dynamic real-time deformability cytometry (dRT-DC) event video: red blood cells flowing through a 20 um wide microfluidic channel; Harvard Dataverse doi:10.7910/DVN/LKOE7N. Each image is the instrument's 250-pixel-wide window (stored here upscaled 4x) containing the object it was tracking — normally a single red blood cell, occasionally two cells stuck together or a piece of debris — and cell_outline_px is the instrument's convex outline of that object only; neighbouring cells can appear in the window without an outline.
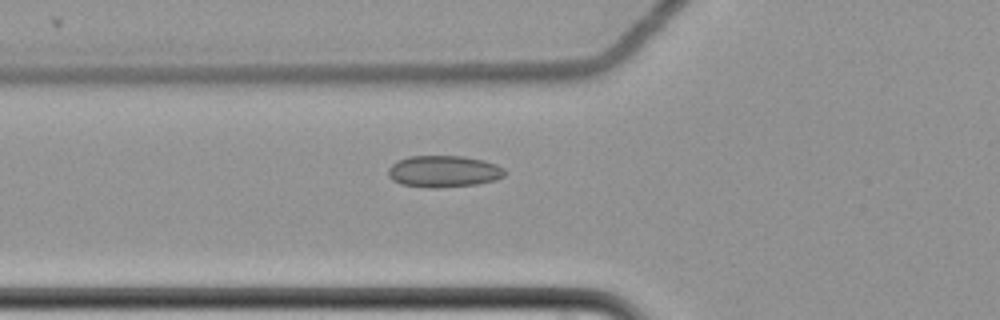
{"species": "common noctule bat (a hibernating species)", "species_latin": "Nyctalus noctula", "temperature_condition": "cold", "stored_images_in_passage": 39, "camera_frame_rate_fps": 3000, "um_per_image_px": 0.085, "animal": {"sex": "female", "body_mass_g": 22.7, "forearm_length_mm": 54.2}, "frame": {"image": 1, "passage_image": 2, "time_ms": 0.333, "image_size_px": [1000, 320], "cell_outline_px": [[508, 172], [504, 176], [496, 180], [476, 184], [436, 188], [428, 188], [400, 184], [392, 180], [388, 176], [388, 168], [392, 164], [408, 156], [464, 156], [484, 160], [496, 164], [504, 168]], "centroid_in_image_um": [37.73, 14.57], "position_along_channel_um": 88.1, "area_um2": 21.73}}
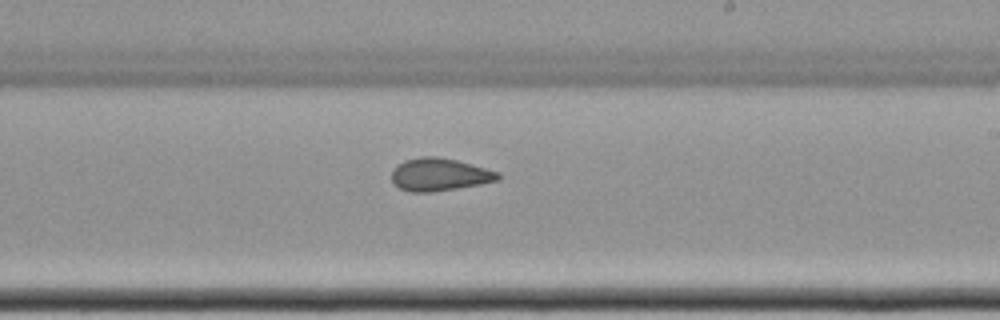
{"frame": {"image": 2, "passage_image": 16, "time_ms": 5.0, "image_size_px": [1000, 320], "cell_outline_px": [[500, 180], [480, 184], [432, 192], [412, 192], [400, 188], [392, 180], [392, 168], [404, 160], [420, 156], [436, 156], [456, 160], [472, 164], [500, 172]], "centroid_in_image_um": [37.36, 14.82], "position_along_channel_um": 251.6, "area_um2": 20.29}}
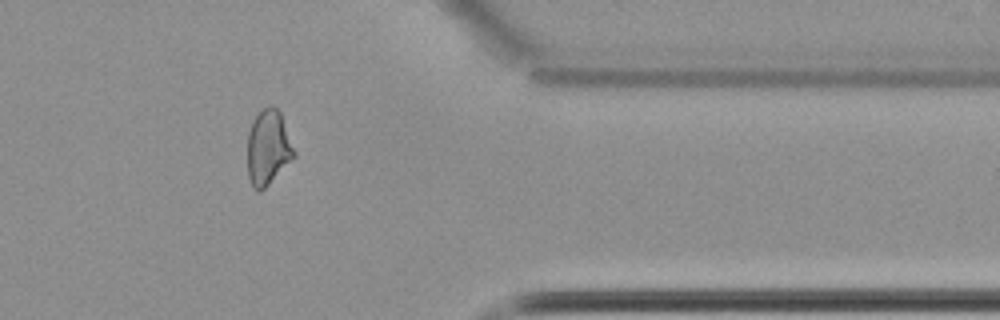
{"frame": {"image": 3, "passage_image": 29, "time_ms": 9.333, "image_size_px": [1000, 320], "cell_outline_px": [[296, 156], [260, 192], [256, 192], [252, 188], [248, 176], [248, 132], [252, 120], [264, 108], [272, 104], [280, 112], [296, 152]], "centroid_in_image_um": [22.79, 12.56], "position_along_channel_um": 388.6, "area_um2": 20.4}}